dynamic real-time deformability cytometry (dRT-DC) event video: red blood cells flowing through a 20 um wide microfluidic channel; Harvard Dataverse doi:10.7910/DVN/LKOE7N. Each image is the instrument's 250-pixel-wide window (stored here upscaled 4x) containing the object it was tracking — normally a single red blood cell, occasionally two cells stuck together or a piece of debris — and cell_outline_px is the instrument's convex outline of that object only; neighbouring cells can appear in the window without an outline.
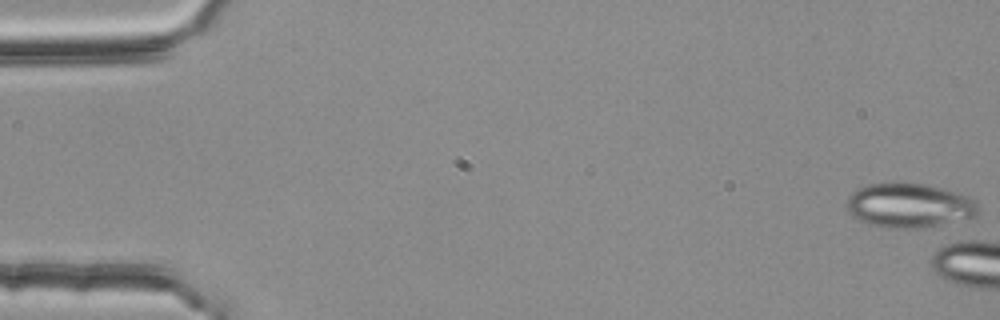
{"species": "common noctule bat (a hibernating species)", "species_latin": "Nyctalus noctula", "temperature_condition": "room temperature", "stored_images_in_passage": 5, "camera_frame_rate_fps": 3000, "um_per_image_px": 0.085, "animal": {"sex": "female", "body_mass_g": 25.1}, "frame": {"image": 1, "passage_image": 1, "time_ms": 0.0, "image_size_px": [1000, 320], "cell_outline_px": [[980, 212], [976, 216], [924, 228], [884, 228], [868, 224], [852, 216], [844, 208], [844, 204], [848, 196], [852, 192], [868, 184], [892, 180], [908, 180], [928, 184], [944, 188], [968, 196], [980, 208]], "centroid_in_image_um": [77.22, 17.42], "position_along_channel_um": 7.8, "area_um2": 35.2}}